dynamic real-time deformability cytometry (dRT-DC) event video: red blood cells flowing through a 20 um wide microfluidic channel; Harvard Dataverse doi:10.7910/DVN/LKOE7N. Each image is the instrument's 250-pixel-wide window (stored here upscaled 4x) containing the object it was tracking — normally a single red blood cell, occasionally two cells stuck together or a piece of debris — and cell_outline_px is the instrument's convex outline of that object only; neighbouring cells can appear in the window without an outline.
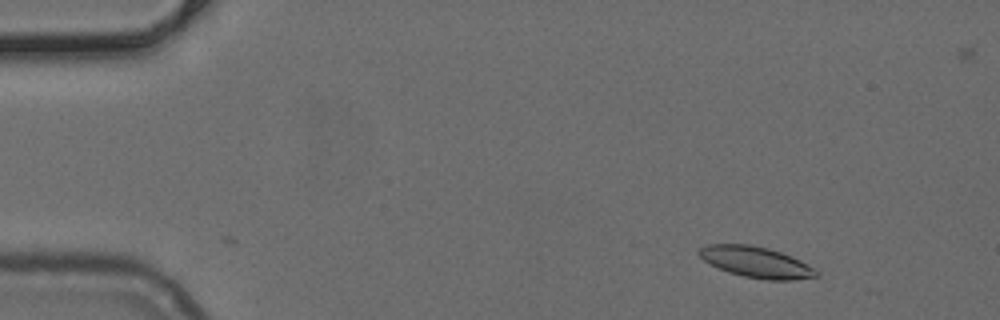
{"species": "common noctule bat (a hibernating species)", "species_latin": "Nyctalus noctula", "temperature_condition": "cold", "stored_images_in_passage": 6, "camera_frame_rate_fps": 3000, "um_per_image_px": 0.085, "animal": {"sex": "female", "body_mass_g": 24.6, "forearm_length_mm": 56.2}, "frame": {"image": 1, "passage_image": 6, "time_ms": 1.667, "image_size_px": [1000, 320], "cell_outline_px": [[820, 276], [792, 280], [768, 280], [744, 276], [728, 272], [704, 260], [696, 252], [700, 248], [708, 244], [752, 244], [768, 248], [792, 256], [808, 264], [820, 272]], "centroid_in_image_um": [64.31, 22.27], "position_along_channel_um": 20.7, "area_um2": 21.15}}